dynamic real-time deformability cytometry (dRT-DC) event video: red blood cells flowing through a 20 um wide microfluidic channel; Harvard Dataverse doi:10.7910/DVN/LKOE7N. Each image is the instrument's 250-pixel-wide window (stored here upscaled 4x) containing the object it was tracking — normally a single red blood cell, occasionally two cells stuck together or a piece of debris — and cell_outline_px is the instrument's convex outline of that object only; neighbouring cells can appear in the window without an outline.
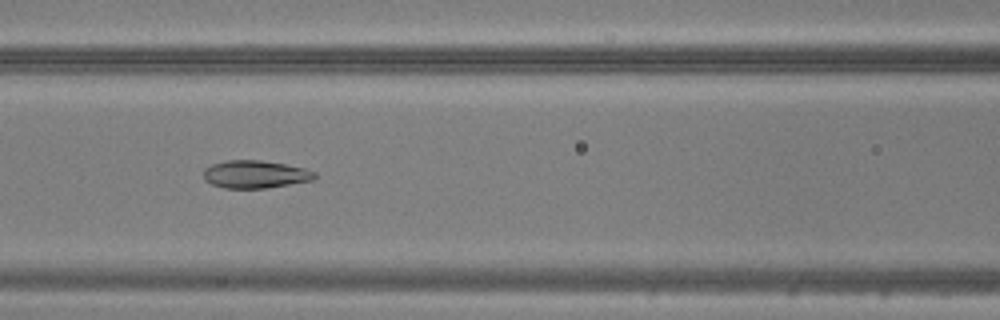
{"species": "common noctule bat (a hibernating species)", "species_latin": "Nyctalus noctula", "temperature_condition": "warm", "stored_images_in_passage": 49, "camera_frame_rate_fps": 3000, "um_per_image_px": 0.085, "animal": {"sex": "male", "body_mass_g": 20.5, "forearm_length_mm": 52.5}, "frame": {"image": 1, "passage_image": 22, "time_ms": 7.0, "image_size_px": [1000, 320], "cell_outline_px": [[316, 180], [264, 188], [224, 188], [212, 184], [204, 180], [204, 168], [212, 164], [228, 160], [260, 160], [284, 164], [304, 168], [316, 172]], "centroid_in_image_um": [21.7, 14.81], "position_along_channel_um": 144.9, "area_um2": 17.98}}
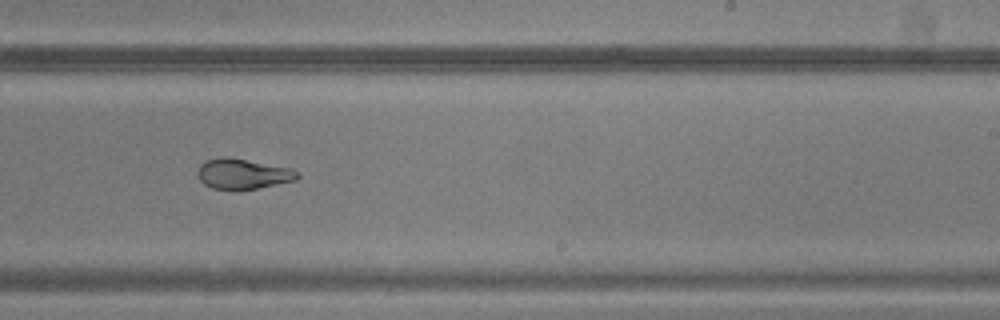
{"frame": {"image": 2, "passage_image": 31, "time_ms": 10.0, "image_size_px": [1000, 320], "cell_outline_px": [[300, 176], [296, 180], [236, 192], [212, 188], [204, 184], [196, 176], [196, 172], [200, 164], [204, 160], [224, 156], [228, 156], [292, 168], [300, 172]], "centroid_in_image_um": [20.61, 14.79], "position_along_channel_um": 268.4, "area_um2": 18.26}}
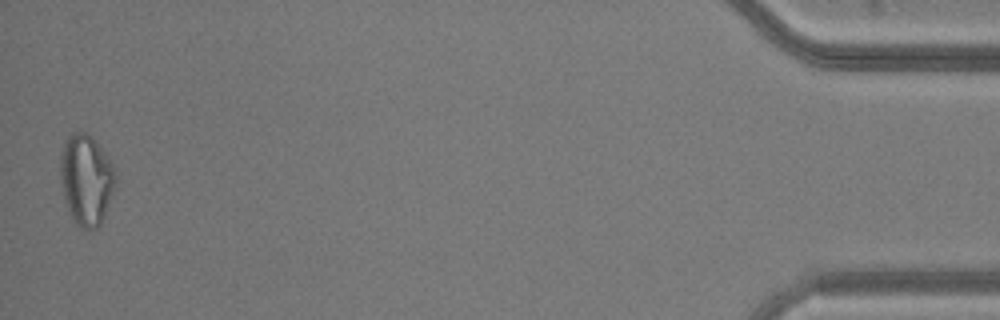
{"frame": {"image": 3, "passage_image": 49, "time_ms": 16.0, "image_size_px": [1000, 320], "cell_outline_px": [[116, 180], [100, 228], [84, 228], [76, 224], [68, 212], [60, 180], [60, 156], [64, 140], [72, 132], [84, 132], [92, 136], [96, 140], [112, 160], [116, 168]], "centroid_in_image_um": [7.33, 15.23], "position_along_channel_um": 427.9, "area_um2": 29.54}}